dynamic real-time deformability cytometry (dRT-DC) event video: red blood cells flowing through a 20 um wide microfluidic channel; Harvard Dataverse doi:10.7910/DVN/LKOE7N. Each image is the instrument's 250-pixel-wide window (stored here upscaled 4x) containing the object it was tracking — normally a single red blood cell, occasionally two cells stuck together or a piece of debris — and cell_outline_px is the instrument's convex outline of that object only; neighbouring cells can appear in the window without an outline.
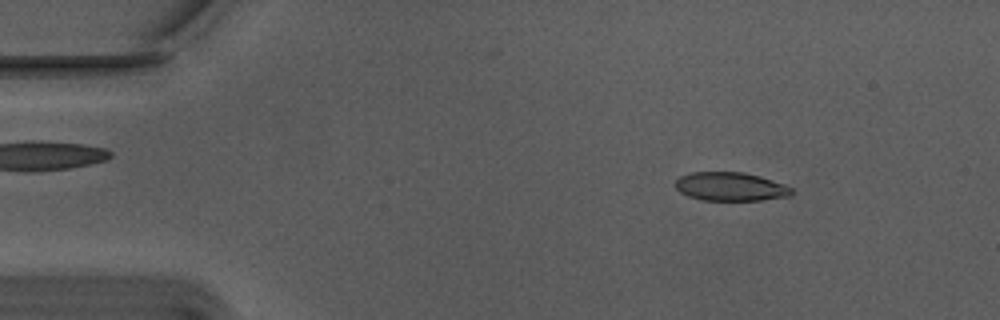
{"species": "Egyptian fruit bat (a non-hibernating species)", "species_latin": "Rousettus aegyptiacus", "temperature_condition": "warm", "stored_images_in_passage": 54, "camera_frame_rate_fps": 3000, "um_per_image_px": 0.085, "animal": {"sex": "male"}, "frame": {"image": 1, "passage_image": 7, "time_ms": 2.0, "image_size_px": [1000, 320], "cell_outline_px": [[792, 196], [760, 200], [704, 200], [688, 196], [680, 192], [676, 188], [676, 180], [680, 176], [692, 172], [744, 172], [760, 176], [784, 184], [792, 188]], "centroid_in_image_um": [62.11, 15.86], "position_along_channel_um": 22.9, "area_um2": 19.36}}
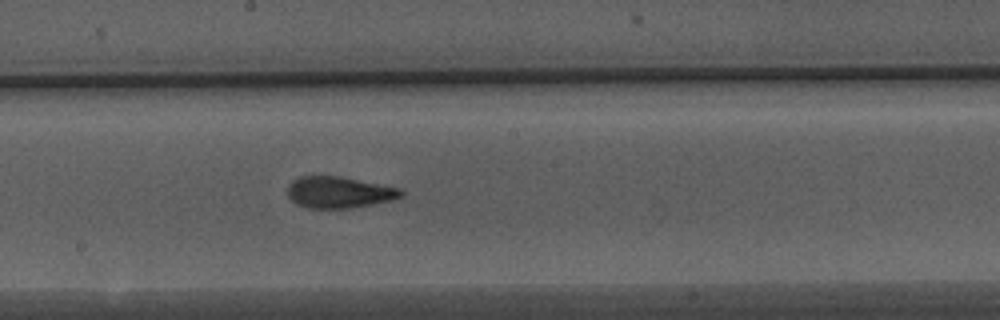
{"frame": {"image": 2, "passage_image": 29, "time_ms": 9.333, "image_size_px": [1000, 320], "cell_outline_px": [[404, 196], [392, 200], [352, 208], [308, 208], [296, 204], [288, 196], [288, 184], [292, 180], [300, 176], [340, 176], [400, 188], [404, 192]], "centroid_in_image_um": [28.82, 16.34], "position_along_channel_um": 219.4, "area_um2": 20.87}}
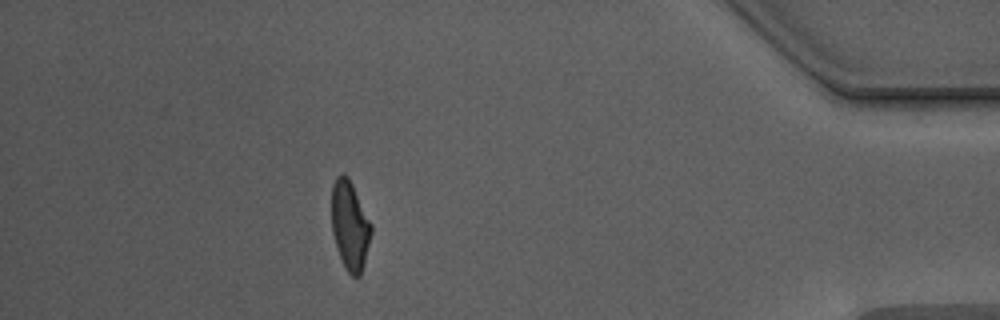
{"frame": {"image": 3, "passage_image": 48, "time_ms": 15.667, "image_size_px": [1000, 320], "cell_outline_px": [[372, 232], [364, 264], [360, 276], [352, 276], [348, 272], [340, 256], [332, 232], [332, 184], [336, 176], [340, 172], [344, 172], [348, 176], [372, 224]], "centroid_in_image_um": [29.74, 19.11], "position_along_channel_um": 405.5, "area_um2": 20.46}, "authors_computed_cell_mechanics": {"area_um2": 20.6346, "velocity_mm_per_s": 3.7519, "shape_relaxation_time_tau1_ms": 4.1692, "shape_relaxation_time_tau2_ms": 1.3358, "deformation_change_tau1": 0.1591, "deformation_change_tau2": 0.0861}}